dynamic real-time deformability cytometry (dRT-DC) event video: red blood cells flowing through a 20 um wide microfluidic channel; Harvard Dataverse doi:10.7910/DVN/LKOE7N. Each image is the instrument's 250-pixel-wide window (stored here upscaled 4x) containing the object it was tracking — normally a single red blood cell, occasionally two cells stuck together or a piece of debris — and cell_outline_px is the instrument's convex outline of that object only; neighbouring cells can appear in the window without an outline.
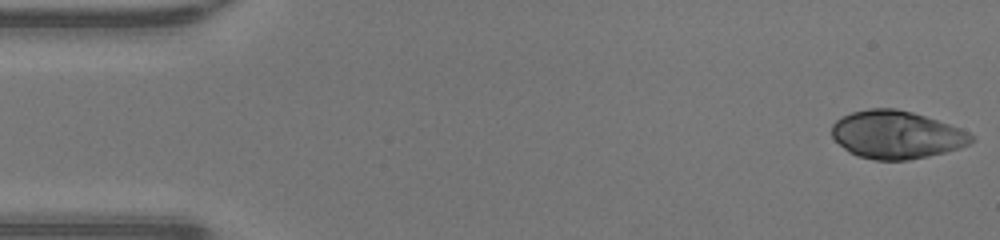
{"species": "human", "species_latin": "Homo sapiens", "temperature_condition": "warm", "stored_images_in_passage": 47, "camera_frame_rate_fps": 3000, "um_per_image_px": 0.085, "donor": {"sex": "male"}, "frame": {"image": 1, "passage_image": 1, "time_ms": 0.0, "image_size_px": [1000, 240], "cell_outline_px": [[976, 140], [960, 148], [928, 156], [908, 160], [872, 160], [856, 156], [848, 152], [832, 136], [832, 124], [836, 120], [852, 112], [868, 108], [896, 108], [912, 112], [960, 128], [976, 136]], "centroid_in_image_um": [76.2, 11.46], "position_along_channel_um": 8.8, "area_um2": 38.96}}
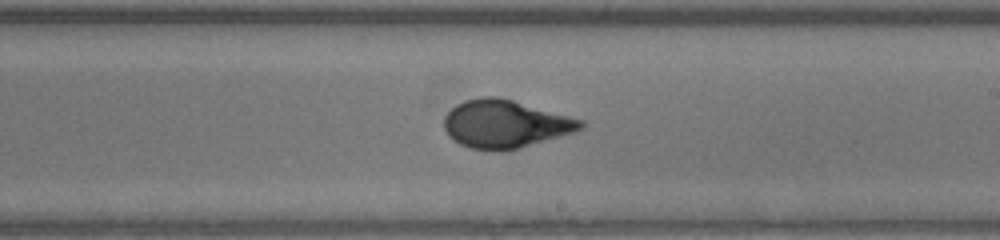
{"frame": {"image": 2, "passage_image": 27, "time_ms": 8.667, "image_size_px": [1000, 240], "cell_outline_px": [[584, 128], [576, 132], [520, 148], [472, 148], [460, 144], [448, 136], [444, 128], [444, 116], [456, 104], [480, 96], [500, 96], [584, 120]], "centroid_in_image_um": [42.97, 10.5], "position_along_channel_um": 246.0, "area_um2": 37.8}}
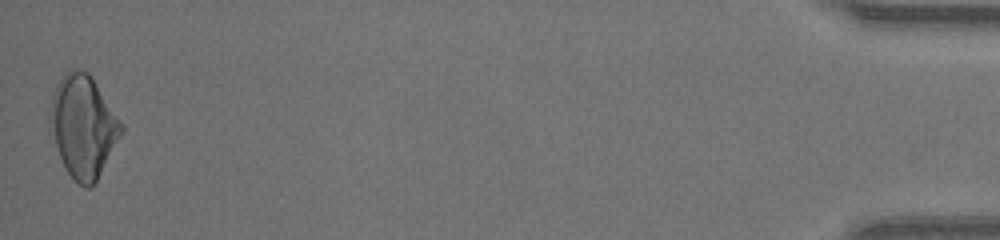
{"frame": {"image": 3, "passage_image": 47, "time_ms": 15.333, "image_size_px": [1000, 240], "cell_outline_px": [[124, 132], [96, 180], [88, 188], [84, 188], [72, 180], [64, 168], [48, 124], [48, 120], [52, 96], [56, 84], [68, 72], [88, 72], [92, 76], [124, 124]], "centroid_in_image_um": [7.08, 10.78], "position_along_channel_um": 428.1, "area_um2": 42.37}, "authors_computed_cell_mechanics": {"area_um2": 37.9168, "velocity_mm_per_s": 4.2952, "shape_relaxation_time_tau1_ms": 6.9122, "shape_relaxation_time_tau2_ms": null, "deformation_change_tau1": 0.295, "deformation_change_tau2": null}}